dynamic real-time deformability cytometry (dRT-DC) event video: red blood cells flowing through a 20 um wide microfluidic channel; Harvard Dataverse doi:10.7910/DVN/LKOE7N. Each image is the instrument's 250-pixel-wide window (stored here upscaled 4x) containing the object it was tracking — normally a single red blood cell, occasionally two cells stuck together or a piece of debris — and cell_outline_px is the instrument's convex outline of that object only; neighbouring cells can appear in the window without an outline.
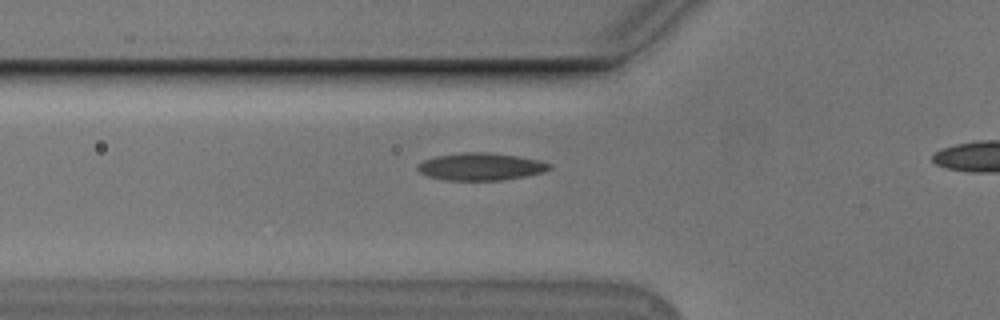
{"species": "Egyptian fruit bat (a non-hibernating species)", "species_latin": "Rousettus aegyptiacus", "temperature_condition": "cold", "stored_images_in_passage": 33, "camera_frame_rate_fps": 3000, "um_per_image_px": 0.085, "animal": {"sex": "male"}, "frame": {"image": 1, "passage_image": 7, "time_ms": 2.0, "image_size_px": [1000, 320], "cell_outline_px": [[552, 168], [544, 172], [504, 180], [444, 180], [428, 176], [420, 172], [416, 168], [416, 164], [424, 160], [436, 156], [460, 152], [488, 152], [516, 156], [540, 160], [552, 164]], "centroid_in_image_um": [40.86, 14.16], "position_along_channel_um": 84.9, "area_um2": 21.15}}
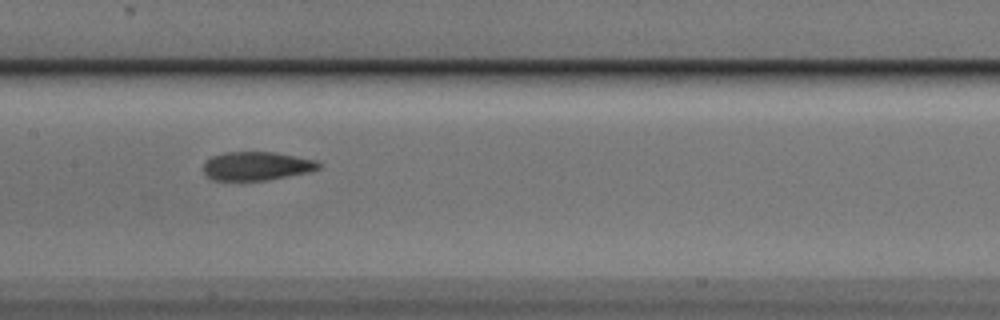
{"frame": {"image": 2, "passage_image": 15, "time_ms": 4.667, "image_size_px": [1000, 320], "cell_outline_px": [[320, 168], [312, 172], [264, 180], [212, 180], [204, 172], [204, 160], [212, 156], [224, 152], [276, 152], [316, 160], [320, 164]], "centroid_in_image_um": [21.82, 14.1], "position_along_channel_um": 185.6, "area_um2": 19.31}}
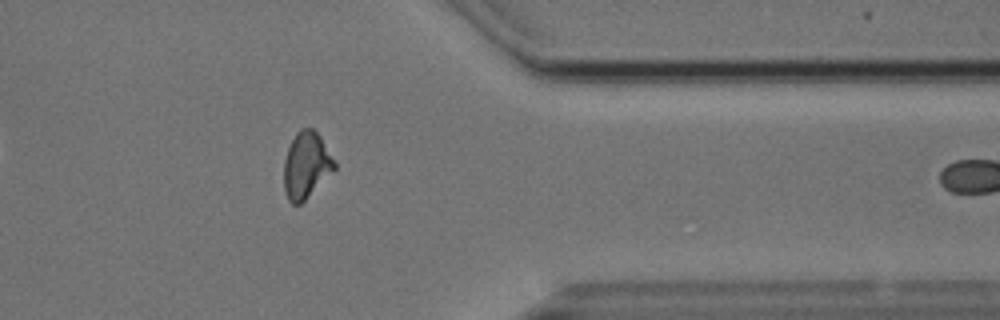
{"frame": {"image": 3, "passage_image": 32, "time_ms": 10.333, "image_size_px": [1000, 320], "cell_outline_px": [[336, 168], [300, 204], [292, 204], [288, 200], [284, 192], [284, 160], [288, 148], [296, 132], [300, 128], [312, 128], [320, 136], [336, 164]], "centroid_in_image_um": [26.0, 14.04], "position_along_channel_um": 385.4, "area_um2": 19.31}}